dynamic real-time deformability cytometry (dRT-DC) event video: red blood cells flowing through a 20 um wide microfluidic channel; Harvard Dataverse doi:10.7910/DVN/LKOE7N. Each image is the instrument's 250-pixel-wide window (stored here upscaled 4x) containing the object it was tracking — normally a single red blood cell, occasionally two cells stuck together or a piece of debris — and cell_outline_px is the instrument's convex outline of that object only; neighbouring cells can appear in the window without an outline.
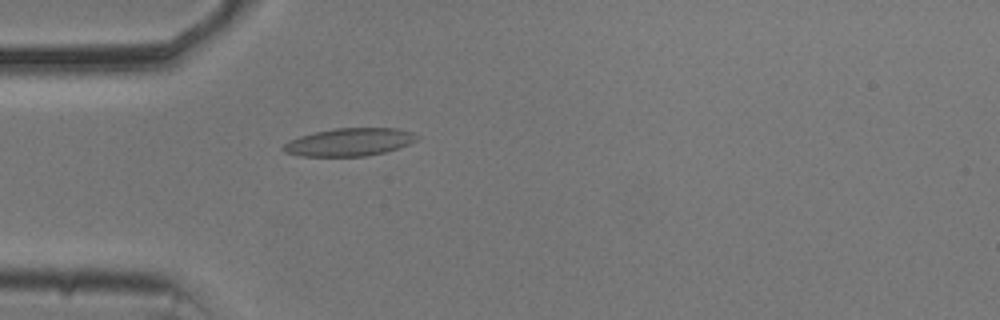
{"species": "common noctule bat (a hibernating species)", "species_latin": "Nyctalus noctula", "temperature_condition": "cold", "stored_images_in_passage": 55, "camera_frame_rate_fps": 3000, "um_per_image_px": 0.085, "animal": {"sex": "male", "body_mass_g": 20.5, "forearm_length_mm": 52.5}, "frame": {"image": 1, "passage_image": 16, "time_ms": 5.0, "image_size_px": [1000, 320], "cell_outline_px": [[420, 136], [416, 140], [400, 148], [368, 156], [300, 156], [284, 152], [280, 148], [288, 140], [300, 136], [316, 132], [336, 128], [396, 128], [412, 132]], "centroid_in_image_um": [29.69, 12.08], "position_along_channel_um": 55.3, "area_um2": 21.73}}
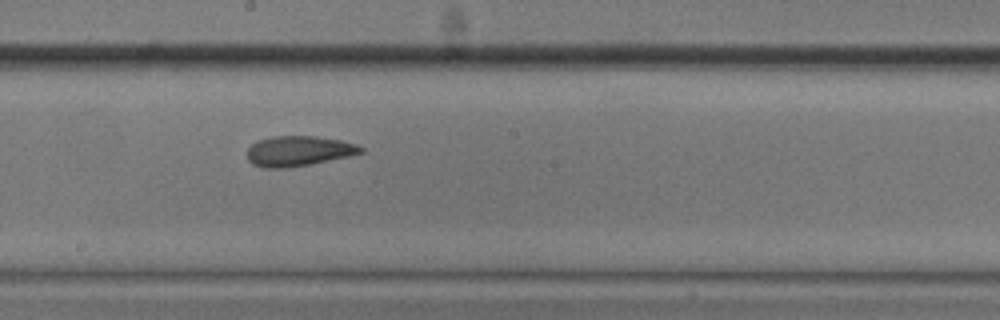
{"frame": {"image": 2, "passage_image": 30, "time_ms": 9.667, "image_size_px": [1000, 320], "cell_outline_px": [[364, 152], [348, 156], [308, 164], [284, 168], [264, 168], [252, 164], [248, 160], [248, 148], [252, 144], [260, 140], [272, 136], [316, 136], [340, 140], [356, 144], [364, 148]], "centroid_in_image_um": [25.37, 12.83], "position_along_channel_um": 222.8, "area_um2": 19.77}}
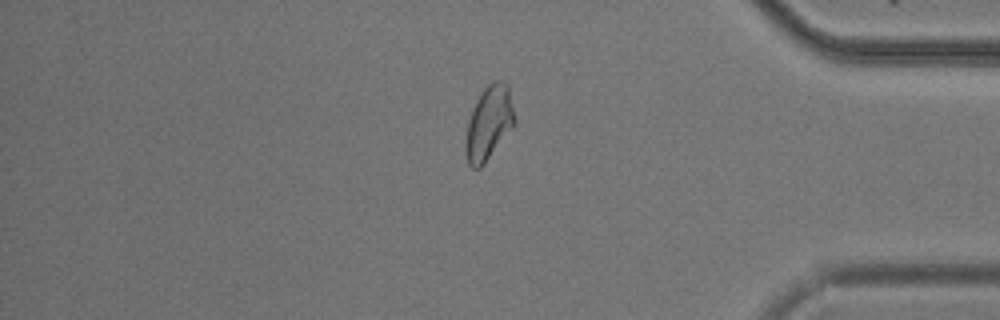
{"frame": {"image": 3, "passage_image": 46, "time_ms": 15.0, "image_size_px": [1000, 320], "cell_outline_px": [[516, 124], [484, 164], [480, 168], [472, 168], [468, 164], [464, 152], [464, 148], [468, 124], [472, 108], [476, 100], [484, 88], [492, 80], [504, 80], [508, 84], [516, 120]], "centroid_in_image_um": [41.57, 10.45], "position_along_channel_um": 393.6, "area_um2": 21.39}, "authors_computed_cell_mechanics": {"area_um2": 21.386, "velocity_mm_per_s": 3.6972, "shape_relaxation_time_tau1_ms": null, "shape_relaxation_time_tau2_ms": 2.2391, "deformation_change_tau1": null, "deformation_change_tau2": 0.0876}}